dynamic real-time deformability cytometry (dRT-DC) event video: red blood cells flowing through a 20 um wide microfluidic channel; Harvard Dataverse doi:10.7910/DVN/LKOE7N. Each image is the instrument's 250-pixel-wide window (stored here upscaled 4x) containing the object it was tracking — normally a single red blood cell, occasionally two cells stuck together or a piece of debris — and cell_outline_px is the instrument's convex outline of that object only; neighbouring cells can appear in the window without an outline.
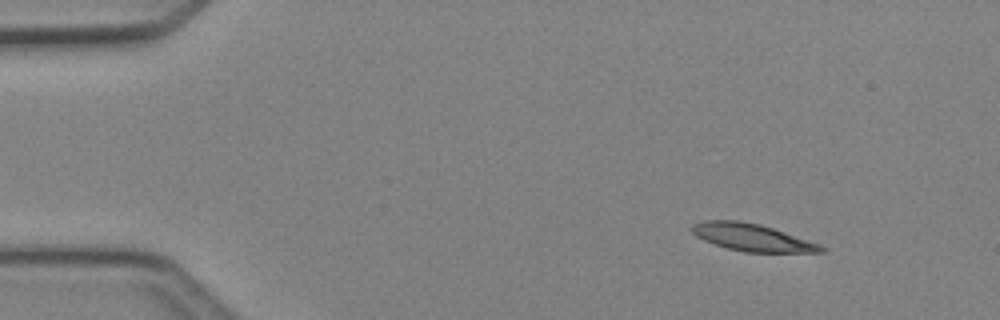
{"species": "Egyptian fruit bat (a non-hibernating species)", "species_latin": "Rousettus aegyptiacus", "temperature_condition": "cold", "stored_images_in_passage": 43, "camera_frame_rate_fps": 3000, "um_per_image_px": 0.085, "animal": {"sex": "female"}, "frame": {"image": 1, "passage_image": 1, "time_ms": 0.0, "image_size_px": [1000, 320], "cell_outline_px": [[828, 248], [824, 252], [744, 252], [728, 248], [704, 240], [696, 236], [688, 228], [692, 224], [700, 220], [740, 220], [760, 224], [820, 244]], "centroid_in_image_um": [63.89, 20.17], "position_along_channel_um": 21.1, "area_um2": 20.58}}
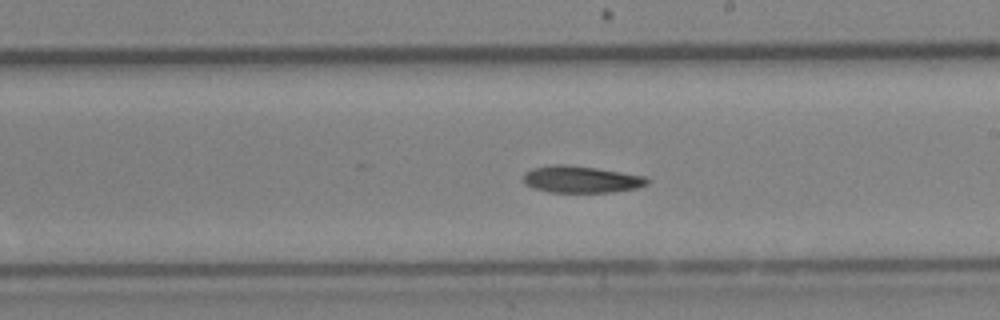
{"frame": {"image": 2, "passage_image": 23, "time_ms": 7.333, "image_size_px": [1000, 320], "cell_outline_px": [[648, 184], [636, 188], [612, 192], [548, 192], [532, 188], [524, 184], [524, 172], [532, 168], [552, 164], [568, 164], [596, 168], [648, 176]], "centroid_in_image_um": [49.38, 15.24], "position_along_channel_um": 239.6, "area_um2": 19.59}}
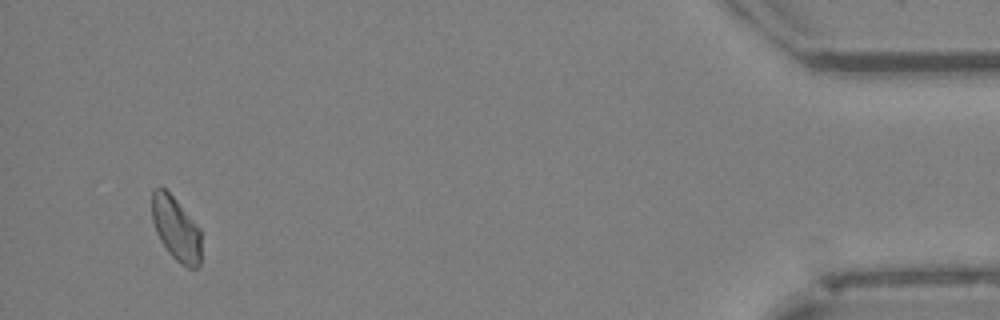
{"frame": {"image": 3, "passage_image": 41, "time_ms": 13.333, "image_size_px": [1000, 320], "cell_outline_px": [[200, 264], [196, 268], [188, 268], [180, 264], [168, 252], [160, 240], [156, 232], [152, 220], [152, 192], [156, 188], [164, 188], [176, 200], [200, 228]], "centroid_in_image_um": [14.96, 19.47], "position_along_channel_um": 420.2, "area_um2": 18.21}, "authors_computed_cell_mechanics": {"area_um2": 19.7098, "velocity_mm_per_s": 4.2335, "shape_relaxation_time_tau1_ms": 6.3054, "shape_relaxation_time_tau2_ms": null, "deformation_change_tau1": 0.1286, "deformation_change_tau2": null}}